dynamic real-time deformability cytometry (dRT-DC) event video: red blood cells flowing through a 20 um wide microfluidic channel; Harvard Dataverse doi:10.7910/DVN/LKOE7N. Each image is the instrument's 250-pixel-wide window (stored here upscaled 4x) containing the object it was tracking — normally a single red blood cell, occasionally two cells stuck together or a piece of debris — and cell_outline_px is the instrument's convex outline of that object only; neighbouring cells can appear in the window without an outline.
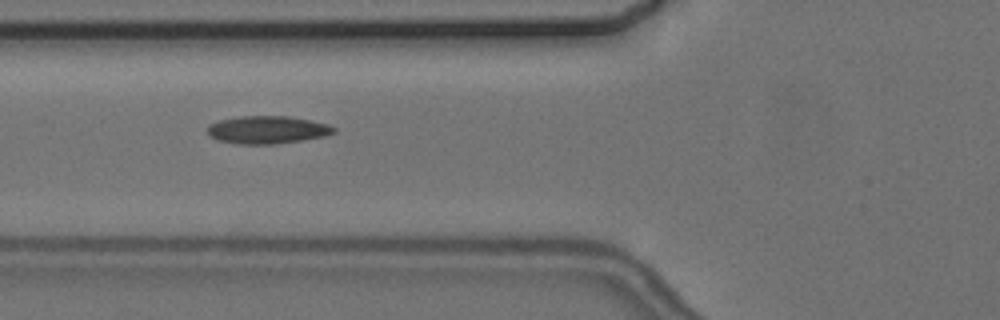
{"species": "common noctule bat (a hibernating species)", "species_latin": "Nyctalus noctula", "temperature_condition": "cold", "stored_images_in_passage": 6, "camera_frame_rate_fps": 3000, "um_per_image_px": 0.085, "animal": {"sex": "female", "body_mass_g": 24.6, "forearm_length_mm": 56.2}, "frame": {"image": 1, "passage_image": 4, "time_ms": 3.333, "image_size_px": [1000, 320], "cell_outline_px": [[336, 132], [324, 136], [300, 140], [272, 144], [236, 144], [216, 140], [208, 136], [208, 124], [220, 120], [240, 116], [288, 116], [328, 124], [336, 128]], "centroid_in_image_um": [22.68, 11.03], "position_along_channel_um": 103.1, "area_um2": 20.4}}
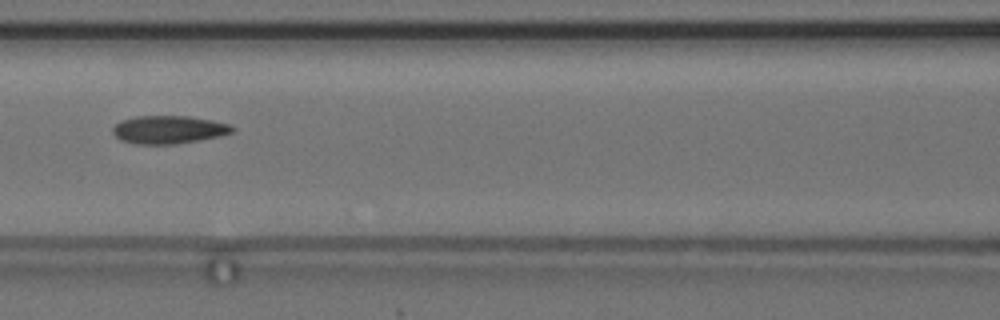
{"frame": {"image": 2, "passage_image": 5, "time_ms": 4.667, "image_size_px": [1000, 320], "cell_outline_px": [[236, 128], [232, 132], [220, 136], [200, 140], [176, 144], [136, 144], [120, 140], [112, 132], [112, 128], [120, 120], [136, 116], [188, 116], [212, 120], [232, 124]], "centroid_in_image_um": [14.35, 11.02], "position_along_channel_um": 152.2, "area_um2": 19.71}}